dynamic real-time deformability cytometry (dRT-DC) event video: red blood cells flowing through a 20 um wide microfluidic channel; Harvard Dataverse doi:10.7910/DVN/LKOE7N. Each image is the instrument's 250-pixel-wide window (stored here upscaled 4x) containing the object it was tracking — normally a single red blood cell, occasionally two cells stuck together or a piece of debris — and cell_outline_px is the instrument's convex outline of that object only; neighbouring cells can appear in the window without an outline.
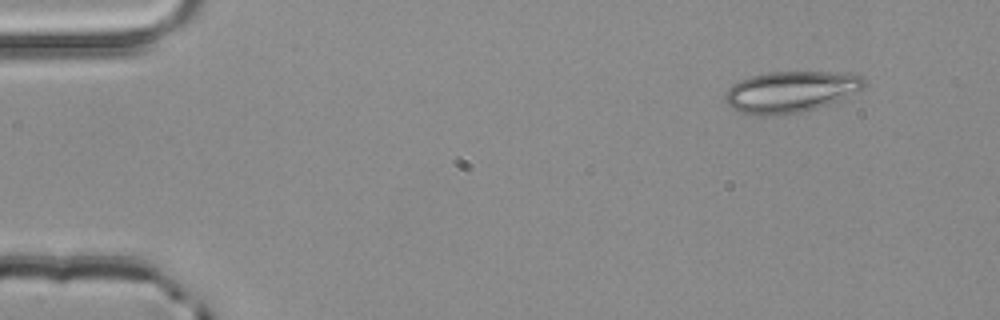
{"species": "common noctule bat (a hibernating species)", "species_latin": "Nyctalus noctula", "temperature_condition": "room temperature", "stored_images_in_passage": 3, "camera_frame_rate_fps": 3000, "um_per_image_px": 0.085, "animal": {"sex": "male", "body_mass_g": 20.4}, "frame": {"image": 1, "passage_image": 1, "time_ms": 0.0, "image_size_px": [1000, 320], "cell_outline_px": [[868, 84], [864, 88], [828, 104], [816, 108], [800, 112], [772, 116], [764, 116], [744, 112], [732, 108], [724, 100], [724, 96], [728, 88], [732, 84], [740, 80], [752, 76], [768, 72], [848, 72], [864, 76], [868, 80]], "centroid_in_image_um": [67.25, 7.78], "position_along_channel_um": 17.7, "area_um2": 33.52}}